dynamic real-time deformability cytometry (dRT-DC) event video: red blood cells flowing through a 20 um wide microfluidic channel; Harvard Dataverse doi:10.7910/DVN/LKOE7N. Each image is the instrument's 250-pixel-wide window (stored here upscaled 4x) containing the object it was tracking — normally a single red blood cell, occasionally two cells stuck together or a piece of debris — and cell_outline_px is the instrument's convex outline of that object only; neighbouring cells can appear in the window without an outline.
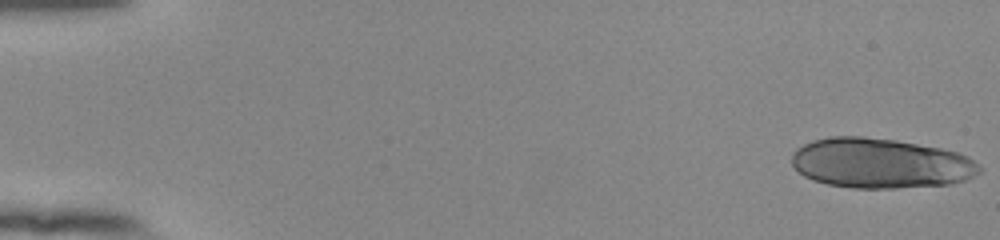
{"species": "human", "species_latin": "Homo sapiens", "temperature_condition": "room temperature", "stored_images_in_passage": 18, "camera_frame_rate_fps": 3000, "um_per_image_px": 0.085, "donor": {"sex": "female"}, "frame": {"image": 1, "passage_image": 1, "time_ms": 0.0, "image_size_px": [1000, 240], "cell_outline_px": [[980, 172], [964, 180], [952, 184], [896, 188], [852, 188], [828, 184], [812, 180], [804, 176], [792, 164], [792, 152], [796, 148], [812, 140], [828, 136], [864, 136], [896, 140], [940, 148], [956, 152], [968, 156], [980, 168]], "centroid_in_image_um": [74.8, 13.87], "position_along_channel_um": 10.2, "area_um2": 54.74}}